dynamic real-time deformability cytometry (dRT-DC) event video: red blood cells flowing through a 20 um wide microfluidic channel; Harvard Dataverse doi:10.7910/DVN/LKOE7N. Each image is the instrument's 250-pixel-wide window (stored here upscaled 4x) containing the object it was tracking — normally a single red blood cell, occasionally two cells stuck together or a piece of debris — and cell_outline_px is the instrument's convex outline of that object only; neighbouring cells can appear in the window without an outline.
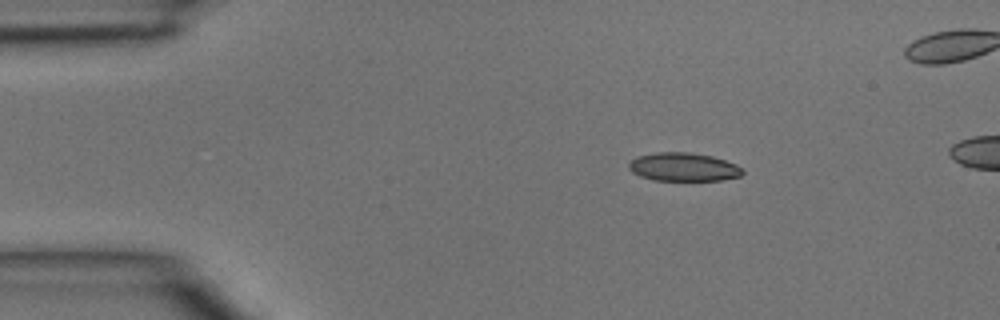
{"species": "common noctule bat (a hibernating species)", "species_latin": "Nyctalus noctula", "temperature_condition": "room temperature", "stored_images_in_passage": 3, "camera_frame_rate_fps": 3000, "um_per_image_px": 0.085, "animal": {"sex": "male", "body_mass_g": 15.6}, "frame": {"image": 1, "passage_image": 1, "time_ms": 0.0, "image_size_px": [1000, 320], "cell_outline_px": [[744, 172], [740, 176], [720, 180], [652, 180], [640, 176], [632, 172], [628, 168], [628, 164], [636, 156], [656, 152], [688, 152], [712, 156], [736, 164], [744, 168]], "centroid_in_image_um": [58.08, 14.19], "position_along_channel_um": 26.9, "area_um2": 18.9}}